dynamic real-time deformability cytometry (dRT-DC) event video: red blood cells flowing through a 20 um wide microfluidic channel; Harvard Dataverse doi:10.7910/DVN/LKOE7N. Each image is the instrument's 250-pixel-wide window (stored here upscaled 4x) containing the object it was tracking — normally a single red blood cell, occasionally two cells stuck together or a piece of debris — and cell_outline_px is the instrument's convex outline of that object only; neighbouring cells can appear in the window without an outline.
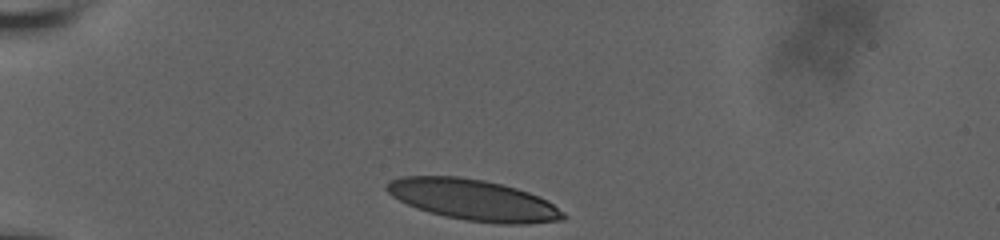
{"species": "human", "species_latin": "Homo sapiens", "temperature_condition": "room temperature", "stored_images_in_passage": 34, "camera_frame_rate_fps": 3000, "um_per_image_px": 0.085, "donor": {"sex": "male"}, "frame": {"image": 1, "passage_image": 1, "time_ms": 0.0, "image_size_px": [1000, 240], "cell_outline_px": [[568, 216], [564, 220], [528, 224], [496, 224], [464, 220], [444, 216], [428, 212], [416, 208], [392, 196], [384, 188], [392, 180], [404, 176], [460, 176], [484, 180], [516, 188], [540, 196], [548, 200], [564, 212]], "centroid_in_image_um": [40.29, 17.01], "position_along_channel_um": 44.7, "area_um2": 42.31}}
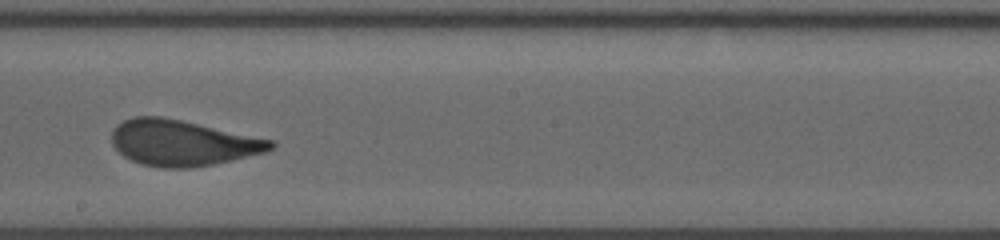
{"frame": {"image": 2, "passage_image": 20, "time_ms": 6.333, "image_size_px": [1000, 240], "cell_outline_px": [[276, 144], [272, 148], [264, 152], [212, 164], [188, 168], [160, 168], [140, 164], [124, 156], [112, 144], [112, 132], [116, 124], [132, 116], [160, 116], [180, 120], [276, 140]], "centroid_in_image_um": [15.49, 12.13], "position_along_channel_um": 232.7, "area_um2": 42.25}}
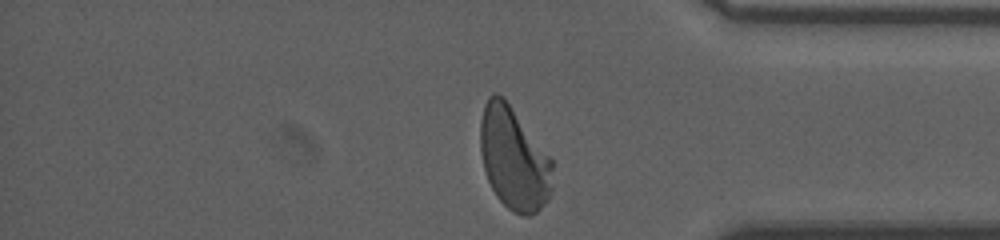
{"frame": {"image": 3, "passage_image": 34, "time_ms": 11.0, "image_size_px": [1000, 240], "cell_outline_px": [[552, 188], [548, 200], [536, 212], [528, 216], [524, 216], [512, 212], [496, 196], [488, 180], [484, 168], [480, 152], [480, 120], [484, 104], [488, 96], [492, 92], [496, 92], [504, 96], [552, 160]], "centroid_in_image_um": [43.65, 13.46], "position_along_channel_um": 391.5, "area_um2": 43.41}, "authors_computed_cell_mechanics": {"area_um2": 42.772, "velocity_mm_per_s": 3.6489, "shape_relaxation_time_tau1_ms": 5.5603, "shape_relaxation_time_tau2_ms": 0.8803, "deformation_change_tau1": 0.1964, "deformation_change_tau2": 0.0773}}